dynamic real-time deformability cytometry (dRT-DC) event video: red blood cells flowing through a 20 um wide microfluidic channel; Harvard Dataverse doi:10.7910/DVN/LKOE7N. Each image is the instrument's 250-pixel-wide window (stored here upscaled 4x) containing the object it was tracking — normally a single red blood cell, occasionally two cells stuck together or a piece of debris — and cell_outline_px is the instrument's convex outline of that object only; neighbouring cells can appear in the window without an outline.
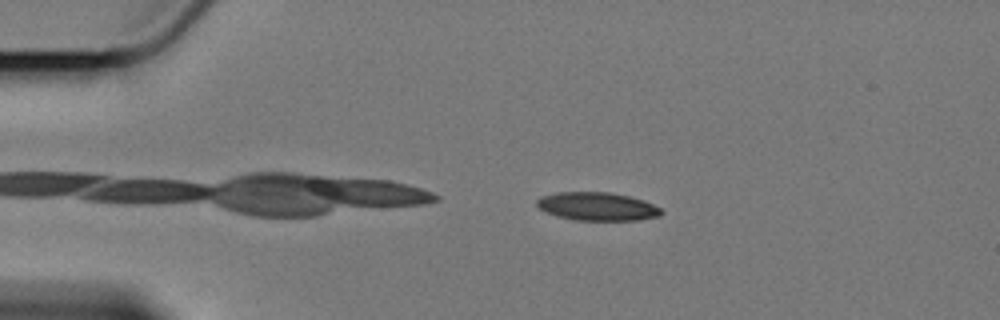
{"species": "Egyptian fruit bat (a non-hibernating species)", "species_latin": "Rousettus aegyptiacus", "temperature_condition": "cold", "stored_images_in_passage": 52, "camera_frame_rate_fps": 3000, "um_per_image_px": 0.085, "animal": {"sex": "female"}, "frame": {"image": 1, "passage_image": 5, "time_ms": 1.333, "image_size_px": [1000, 320], "cell_outline_px": [[664, 212], [660, 216], [636, 220], [576, 220], [556, 216], [540, 208], [536, 204], [536, 200], [540, 196], [556, 192], [608, 192], [628, 196], [644, 200], [660, 208]], "centroid_in_image_um": [50.76, 17.54], "position_along_channel_um": 34.2, "area_um2": 20.46}}
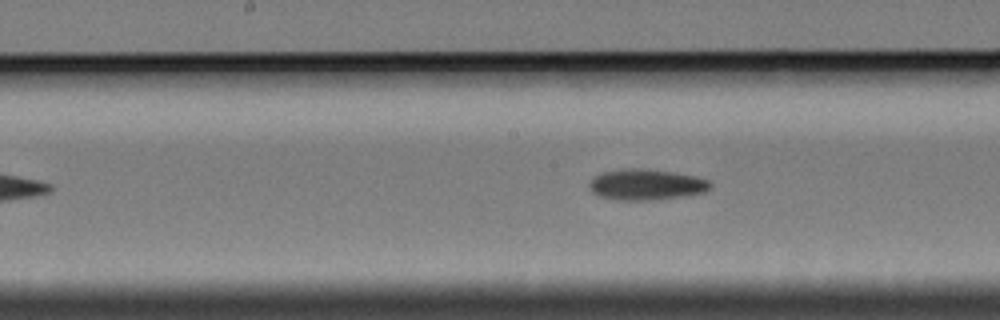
{"frame": {"image": 2, "passage_image": 23, "time_ms": 7.333, "image_size_px": [1000, 320], "cell_outline_px": [[712, 184], [704, 192], [684, 196], [644, 200], [616, 200], [600, 196], [592, 192], [588, 188], [588, 184], [592, 176], [600, 172], [624, 168], [644, 168], [672, 172], [696, 176], [708, 180]], "centroid_in_image_um": [54.85, 15.67], "position_along_channel_um": 193.3, "area_um2": 21.91}}
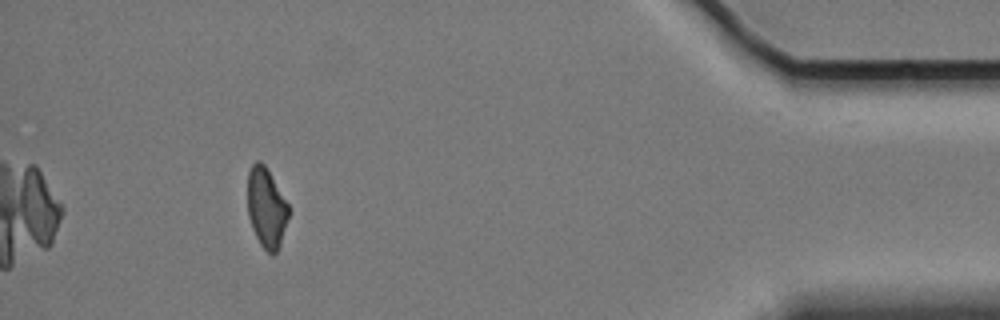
{"frame": {"image": 3, "passage_image": 47, "time_ms": 15.333, "image_size_px": [1000, 320], "cell_outline_px": [[288, 216], [280, 244], [276, 252], [272, 256], [260, 244], [252, 228], [248, 216], [248, 172], [252, 164], [256, 160], [260, 160], [264, 164], [288, 204]], "centroid_in_image_um": [22.62, 17.65], "position_along_channel_um": 412.6, "area_um2": 18.79}, "authors_computed_cell_mechanics": {"area_um2": 20.8658, "velocity_mm_per_s": 3.4084, "shape_relaxation_time_tau1_ms": 3.5738, "shape_relaxation_time_tau2_ms": null, "deformation_change_tau1": 0.1339, "deformation_change_tau2": null}}